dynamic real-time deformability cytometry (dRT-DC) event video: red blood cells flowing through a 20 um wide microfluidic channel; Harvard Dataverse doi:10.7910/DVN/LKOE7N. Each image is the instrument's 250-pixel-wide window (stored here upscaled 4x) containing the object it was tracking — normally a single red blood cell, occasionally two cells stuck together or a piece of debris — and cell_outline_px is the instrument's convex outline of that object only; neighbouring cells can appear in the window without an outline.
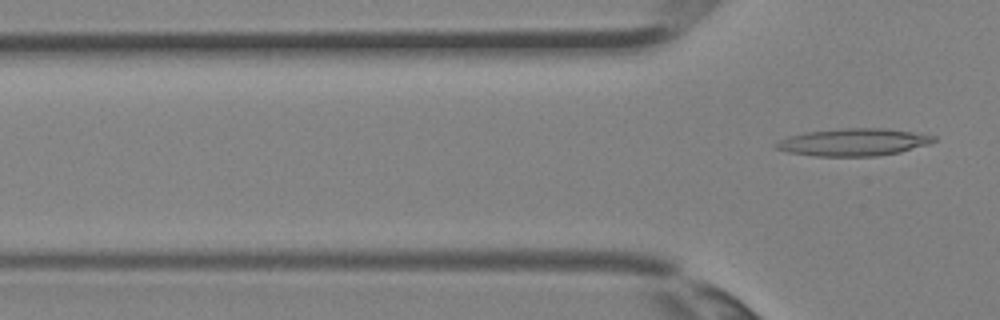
{"species": "Egyptian fruit bat (a non-hibernating species)", "species_latin": "Rousettus aegyptiacus", "temperature_condition": "room temperature", "stored_images_in_passage": 5, "camera_frame_rate_fps": 3000, "um_per_image_px": 0.085, "animal": {"sex": "female"}, "frame": {"image": 1, "passage_image": 5, "time_ms": 1.333, "image_size_px": [1000, 320], "cell_outline_px": [[936, 140], [928, 144], [900, 152], [876, 156], [816, 156], [788, 152], [776, 148], [772, 144], [788, 136], [804, 132], [840, 128], [884, 128], [916, 132], [936, 136]], "centroid_in_image_um": [72.54, 12.07], "position_along_channel_um": 53.3, "area_um2": 25.26}}